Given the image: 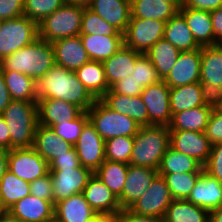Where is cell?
<instances>
[{"label": "cell", "instance_id": "6da1fadb", "mask_svg": "<svg viewBox=\"0 0 222 222\" xmlns=\"http://www.w3.org/2000/svg\"><path fill=\"white\" fill-rule=\"evenodd\" d=\"M38 99H59L80 107L87 112L96 99L78 80L75 71L55 64L37 81Z\"/></svg>", "mask_w": 222, "mask_h": 222}, {"label": "cell", "instance_id": "7a4b0ae2", "mask_svg": "<svg viewBox=\"0 0 222 222\" xmlns=\"http://www.w3.org/2000/svg\"><path fill=\"white\" fill-rule=\"evenodd\" d=\"M55 65L54 49L50 42L36 39L0 62L2 71H15L32 77L36 82Z\"/></svg>", "mask_w": 222, "mask_h": 222}, {"label": "cell", "instance_id": "3957f363", "mask_svg": "<svg viewBox=\"0 0 222 222\" xmlns=\"http://www.w3.org/2000/svg\"><path fill=\"white\" fill-rule=\"evenodd\" d=\"M169 145L170 130L168 126H142L134 137L130 164L158 170Z\"/></svg>", "mask_w": 222, "mask_h": 222}, {"label": "cell", "instance_id": "277c9868", "mask_svg": "<svg viewBox=\"0 0 222 222\" xmlns=\"http://www.w3.org/2000/svg\"><path fill=\"white\" fill-rule=\"evenodd\" d=\"M10 134V150L33 146L38 124L37 102L12 100L1 114Z\"/></svg>", "mask_w": 222, "mask_h": 222}, {"label": "cell", "instance_id": "5b68a950", "mask_svg": "<svg viewBox=\"0 0 222 222\" xmlns=\"http://www.w3.org/2000/svg\"><path fill=\"white\" fill-rule=\"evenodd\" d=\"M84 7L64 3L38 24V36L52 43L55 40L79 36Z\"/></svg>", "mask_w": 222, "mask_h": 222}, {"label": "cell", "instance_id": "8992f818", "mask_svg": "<svg viewBox=\"0 0 222 222\" xmlns=\"http://www.w3.org/2000/svg\"><path fill=\"white\" fill-rule=\"evenodd\" d=\"M87 114L104 141L118 136L135 137L141 127L129 116L107 107L100 99H96Z\"/></svg>", "mask_w": 222, "mask_h": 222}, {"label": "cell", "instance_id": "52a82bcc", "mask_svg": "<svg viewBox=\"0 0 222 222\" xmlns=\"http://www.w3.org/2000/svg\"><path fill=\"white\" fill-rule=\"evenodd\" d=\"M38 38V24L24 15L0 21V62Z\"/></svg>", "mask_w": 222, "mask_h": 222}, {"label": "cell", "instance_id": "ba28073f", "mask_svg": "<svg viewBox=\"0 0 222 222\" xmlns=\"http://www.w3.org/2000/svg\"><path fill=\"white\" fill-rule=\"evenodd\" d=\"M165 24L161 20L130 18L123 33L124 45L145 54L150 47L163 39Z\"/></svg>", "mask_w": 222, "mask_h": 222}, {"label": "cell", "instance_id": "9c48e42d", "mask_svg": "<svg viewBox=\"0 0 222 222\" xmlns=\"http://www.w3.org/2000/svg\"><path fill=\"white\" fill-rule=\"evenodd\" d=\"M173 200L163 176L158 174L143 196L128 209L137 215L164 217Z\"/></svg>", "mask_w": 222, "mask_h": 222}, {"label": "cell", "instance_id": "30bf717a", "mask_svg": "<svg viewBox=\"0 0 222 222\" xmlns=\"http://www.w3.org/2000/svg\"><path fill=\"white\" fill-rule=\"evenodd\" d=\"M8 170L26 182L49 173L48 163L32 148H13L8 153Z\"/></svg>", "mask_w": 222, "mask_h": 222}, {"label": "cell", "instance_id": "8fae6325", "mask_svg": "<svg viewBox=\"0 0 222 222\" xmlns=\"http://www.w3.org/2000/svg\"><path fill=\"white\" fill-rule=\"evenodd\" d=\"M140 96L147 107L148 126H168L172 117L170 108V87L161 80L156 84L144 87Z\"/></svg>", "mask_w": 222, "mask_h": 222}, {"label": "cell", "instance_id": "7c38bea8", "mask_svg": "<svg viewBox=\"0 0 222 222\" xmlns=\"http://www.w3.org/2000/svg\"><path fill=\"white\" fill-rule=\"evenodd\" d=\"M80 164L93 173L105 161V141L88 121L74 145Z\"/></svg>", "mask_w": 222, "mask_h": 222}, {"label": "cell", "instance_id": "4fadbf2b", "mask_svg": "<svg viewBox=\"0 0 222 222\" xmlns=\"http://www.w3.org/2000/svg\"><path fill=\"white\" fill-rule=\"evenodd\" d=\"M53 183L54 205L56 202L82 193L93 172L83 167L49 170Z\"/></svg>", "mask_w": 222, "mask_h": 222}, {"label": "cell", "instance_id": "5bb4252c", "mask_svg": "<svg viewBox=\"0 0 222 222\" xmlns=\"http://www.w3.org/2000/svg\"><path fill=\"white\" fill-rule=\"evenodd\" d=\"M170 146L180 153L193 157L202 166L208 161L212 147L205 132L187 130L170 131Z\"/></svg>", "mask_w": 222, "mask_h": 222}, {"label": "cell", "instance_id": "9a60e30c", "mask_svg": "<svg viewBox=\"0 0 222 222\" xmlns=\"http://www.w3.org/2000/svg\"><path fill=\"white\" fill-rule=\"evenodd\" d=\"M201 48L181 51L175 66L163 80L170 88L200 81Z\"/></svg>", "mask_w": 222, "mask_h": 222}, {"label": "cell", "instance_id": "2e32d148", "mask_svg": "<svg viewBox=\"0 0 222 222\" xmlns=\"http://www.w3.org/2000/svg\"><path fill=\"white\" fill-rule=\"evenodd\" d=\"M157 175L158 171L155 169L129 164L125 185L119 198L121 209H128L142 197Z\"/></svg>", "mask_w": 222, "mask_h": 222}, {"label": "cell", "instance_id": "e0dca14e", "mask_svg": "<svg viewBox=\"0 0 222 222\" xmlns=\"http://www.w3.org/2000/svg\"><path fill=\"white\" fill-rule=\"evenodd\" d=\"M82 194L96 213H105L117 217L121 211L119 199L94 173L89 178Z\"/></svg>", "mask_w": 222, "mask_h": 222}, {"label": "cell", "instance_id": "ac0fdd59", "mask_svg": "<svg viewBox=\"0 0 222 222\" xmlns=\"http://www.w3.org/2000/svg\"><path fill=\"white\" fill-rule=\"evenodd\" d=\"M52 45L55 64L66 70L76 71L90 61L80 35L55 40Z\"/></svg>", "mask_w": 222, "mask_h": 222}, {"label": "cell", "instance_id": "d6986e66", "mask_svg": "<svg viewBox=\"0 0 222 222\" xmlns=\"http://www.w3.org/2000/svg\"><path fill=\"white\" fill-rule=\"evenodd\" d=\"M186 200L207 211L219 208L222 206V183L203 170Z\"/></svg>", "mask_w": 222, "mask_h": 222}, {"label": "cell", "instance_id": "ffe728a7", "mask_svg": "<svg viewBox=\"0 0 222 222\" xmlns=\"http://www.w3.org/2000/svg\"><path fill=\"white\" fill-rule=\"evenodd\" d=\"M83 110L71 103L59 99H38V124L52 127L67 120L77 118Z\"/></svg>", "mask_w": 222, "mask_h": 222}, {"label": "cell", "instance_id": "44dd1931", "mask_svg": "<svg viewBox=\"0 0 222 222\" xmlns=\"http://www.w3.org/2000/svg\"><path fill=\"white\" fill-rule=\"evenodd\" d=\"M110 109L132 118L139 126H148V111L140 95L127 96L110 89L100 98Z\"/></svg>", "mask_w": 222, "mask_h": 222}, {"label": "cell", "instance_id": "7402d4cb", "mask_svg": "<svg viewBox=\"0 0 222 222\" xmlns=\"http://www.w3.org/2000/svg\"><path fill=\"white\" fill-rule=\"evenodd\" d=\"M54 204L32 194L18 200L8 211L21 222L54 220Z\"/></svg>", "mask_w": 222, "mask_h": 222}, {"label": "cell", "instance_id": "603a6c76", "mask_svg": "<svg viewBox=\"0 0 222 222\" xmlns=\"http://www.w3.org/2000/svg\"><path fill=\"white\" fill-rule=\"evenodd\" d=\"M74 146L59 138L51 127L37 124L32 148L49 164L62 154H67Z\"/></svg>", "mask_w": 222, "mask_h": 222}, {"label": "cell", "instance_id": "cb8c5ba5", "mask_svg": "<svg viewBox=\"0 0 222 222\" xmlns=\"http://www.w3.org/2000/svg\"><path fill=\"white\" fill-rule=\"evenodd\" d=\"M141 54L123 44L116 53L102 62L109 88L133 73L135 62Z\"/></svg>", "mask_w": 222, "mask_h": 222}, {"label": "cell", "instance_id": "d4e9b609", "mask_svg": "<svg viewBox=\"0 0 222 222\" xmlns=\"http://www.w3.org/2000/svg\"><path fill=\"white\" fill-rule=\"evenodd\" d=\"M89 8L121 33L126 31L131 17L130 0H92Z\"/></svg>", "mask_w": 222, "mask_h": 222}, {"label": "cell", "instance_id": "484cf974", "mask_svg": "<svg viewBox=\"0 0 222 222\" xmlns=\"http://www.w3.org/2000/svg\"><path fill=\"white\" fill-rule=\"evenodd\" d=\"M178 12L184 17L196 43L200 47L213 46L214 30L210 11L194 10L183 6Z\"/></svg>", "mask_w": 222, "mask_h": 222}, {"label": "cell", "instance_id": "4316f807", "mask_svg": "<svg viewBox=\"0 0 222 222\" xmlns=\"http://www.w3.org/2000/svg\"><path fill=\"white\" fill-rule=\"evenodd\" d=\"M54 208L55 222H86L96 214L82 193L56 202Z\"/></svg>", "mask_w": 222, "mask_h": 222}, {"label": "cell", "instance_id": "83f0119b", "mask_svg": "<svg viewBox=\"0 0 222 222\" xmlns=\"http://www.w3.org/2000/svg\"><path fill=\"white\" fill-rule=\"evenodd\" d=\"M200 83L222 87V42L201 47Z\"/></svg>", "mask_w": 222, "mask_h": 222}, {"label": "cell", "instance_id": "f1b7e54d", "mask_svg": "<svg viewBox=\"0 0 222 222\" xmlns=\"http://www.w3.org/2000/svg\"><path fill=\"white\" fill-rule=\"evenodd\" d=\"M83 46L91 61L108 59L124 44L123 36L80 35Z\"/></svg>", "mask_w": 222, "mask_h": 222}, {"label": "cell", "instance_id": "f546056e", "mask_svg": "<svg viewBox=\"0 0 222 222\" xmlns=\"http://www.w3.org/2000/svg\"><path fill=\"white\" fill-rule=\"evenodd\" d=\"M211 112V107L203 105L172 114L169 130L205 132Z\"/></svg>", "mask_w": 222, "mask_h": 222}, {"label": "cell", "instance_id": "4dcf8cb0", "mask_svg": "<svg viewBox=\"0 0 222 222\" xmlns=\"http://www.w3.org/2000/svg\"><path fill=\"white\" fill-rule=\"evenodd\" d=\"M75 73L78 80L95 99H100L110 89L101 61L90 60L77 69Z\"/></svg>", "mask_w": 222, "mask_h": 222}, {"label": "cell", "instance_id": "1f68e13d", "mask_svg": "<svg viewBox=\"0 0 222 222\" xmlns=\"http://www.w3.org/2000/svg\"><path fill=\"white\" fill-rule=\"evenodd\" d=\"M131 17L169 21L179 10L164 0H130Z\"/></svg>", "mask_w": 222, "mask_h": 222}, {"label": "cell", "instance_id": "d6a6232c", "mask_svg": "<svg viewBox=\"0 0 222 222\" xmlns=\"http://www.w3.org/2000/svg\"><path fill=\"white\" fill-rule=\"evenodd\" d=\"M163 38L180 51H192L201 48L179 12L166 22Z\"/></svg>", "mask_w": 222, "mask_h": 222}, {"label": "cell", "instance_id": "836d02e7", "mask_svg": "<svg viewBox=\"0 0 222 222\" xmlns=\"http://www.w3.org/2000/svg\"><path fill=\"white\" fill-rule=\"evenodd\" d=\"M180 52L179 49L163 38L150 47L145 55L155 67L160 78L164 80L175 66Z\"/></svg>", "mask_w": 222, "mask_h": 222}, {"label": "cell", "instance_id": "e575fe53", "mask_svg": "<svg viewBox=\"0 0 222 222\" xmlns=\"http://www.w3.org/2000/svg\"><path fill=\"white\" fill-rule=\"evenodd\" d=\"M12 100L37 102V82L26 74L2 71Z\"/></svg>", "mask_w": 222, "mask_h": 222}, {"label": "cell", "instance_id": "d590c367", "mask_svg": "<svg viewBox=\"0 0 222 222\" xmlns=\"http://www.w3.org/2000/svg\"><path fill=\"white\" fill-rule=\"evenodd\" d=\"M203 170V166L193 157L180 153L169 145L157 171L159 175H166L175 172L201 173Z\"/></svg>", "mask_w": 222, "mask_h": 222}, {"label": "cell", "instance_id": "8d00e7d4", "mask_svg": "<svg viewBox=\"0 0 222 222\" xmlns=\"http://www.w3.org/2000/svg\"><path fill=\"white\" fill-rule=\"evenodd\" d=\"M203 105L200 82L170 88L171 114Z\"/></svg>", "mask_w": 222, "mask_h": 222}, {"label": "cell", "instance_id": "74e56055", "mask_svg": "<svg viewBox=\"0 0 222 222\" xmlns=\"http://www.w3.org/2000/svg\"><path fill=\"white\" fill-rule=\"evenodd\" d=\"M163 218L164 222H209V211L187 200H173Z\"/></svg>", "mask_w": 222, "mask_h": 222}, {"label": "cell", "instance_id": "f35d334b", "mask_svg": "<svg viewBox=\"0 0 222 222\" xmlns=\"http://www.w3.org/2000/svg\"><path fill=\"white\" fill-rule=\"evenodd\" d=\"M127 163L105 160L94 172L110 191L119 199L125 185L128 172Z\"/></svg>", "mask_w": 222, "mask_h": 222}, {"label": "cell", "instance_id": "ab89813d", "mask_svg": "<svg viewBox=\"0 0 222 222\" xmlns=\"http://www.w3.org/2000/svg\"><path fill=\"white\" fill-rule=\"evenodd\" d=\"M30 183L17 177L9 170L0 180V194L4 207L10 209L18 200L30 194Z\"/></svg>", "mask_w": 222, "mask_h": 222}, {"label": "cell", "instance_id": "60d3db41", "mask_svg": "<svg viewBox=\"0 0 222 222\" xmlns=\"http://www.w3.org/2000/svg\"><path fill=\"white\" fill-rule=\"evenodd\" d=\"M201 173H180L163 176L174 200H186Z\"/></svg>", "mask_w": 222, "mask_h": 222}, {"label": "cell", "instance_id": "b9f144b4", "mask_svg": "<svg viewBox=\"0 0 222 222\" xmlns=\"http://www.w3.org/2000/svg\"><path fill=\"white\" fill-rule=\"evenodd\" d=\"M123 36L113 25L104 21L89 7H84L80 35Z\"/></svg>", "mask_w": 222, "mask_h": 222}, {"label": "cell", "instance_id": "7bdbcfd3", "mask_svg": "<svg viewBox=\"0 0 222 222\" xmlns=\"http://www.w3.org/2000/svg\"><path fill=\"white\" fill-rule=\"evenodd\" d=\"M134 137L118 136L105 140V160L130 164Z\"/></svg>", "mask_w": 222, "mask_h": 222}, {"label": "cell", "instance_id": "ee69618b", "mask_svg": "<svg viewBox=\"0 0 222 222\" xmlns=\"http://www.w3.org/2000/svg\"><path fill=\"white\" fill-rule=\"evenodd\" d=\"M64 3V0H24V16L39 24Z\"/></svg>", "mask_w": 222, "mask_h": 222}, {"label": "cell", "instance_id": "f6af8a7d", "mask_svg": "<svg viewBox=\"0 0 222 222\" xmlns=\"http://www.w3.org/2000/svg\"><path fill=\"white\" fill-rule=\"evenodd\" d=\"M88 114L83 111L77 118L55 124L51 128L57 136L73 146L77 143L83 126L88 122Z\"/></svg>", "mask_w": 222, "mask_h": 222}, {"label": "cell", "instance_id": "bcb514c9", "mask_svg": "<svg viewBox=\"0 0 222 222\" xmlns=\"http://www.w3.org/2000/svg\"><path fill=\"white\" fill-rule=\"evenodd\" d=\"M134 68L131 76L143 88L162 80L149 58L143 53L137 58Z\"/></svg>", "mask_w": 222, "mask_h": 222}, {"label": "cell", "instance_id": "7dc6e473", "mask_svg": "<svg viewBox=\"0 0 222 222\" xmlns=\"http://www.w3.org/2000/svg\"><path fill=\"white\" fill-rule=\"evenodd\" d=\"M206 137L211 145L222 143V109H212L208 125L205 130Z\"/></svg>", "mask_w": 222, "mask_h": 222}, {"label": "cell", "instance_id": "c3c4849f", "mask_svg": "<svg viewBox=\"0 0 222 222\" xmlns=\"http://www.w3.org/2000/svg\"><path fill=\"white\" fill-rule=\"evenodd\" d=\"M30 194L33 196L50 201L54 204L53 183L50 172L33 182H30Z\"/></svg>", "mask_w": 222, "mask_h": 222}, {"label": "cell", "instance_id": "681fc988", "mask_svg": "<svg viewBox=\"0 0 222 222\" xmlns=\"http://www.w3.org/2000/svg\"><path fill=\"white\" fill-rule=\"evenodd\" d=\"M203 169L222 183V143L212 145L208 161Z\"/></svg>", "mask_w": 222, "mask_h": 222}, {"label": "cell", "instance_id": "f907efd6", "mask_svg": "<svg viewBox=\"0 0 222 222\" xmlns=\"http://www.w3.org/2000/svg\"><path fill=\"white\" fill-rule=\"evenodd\" d=\"M200 90L205 106L211 107L212 109L222 107V87L200 83Z\"/></svg>", "mask_w": 222, "mask_h": 222}, {"label": "cell", "instance_id": "816d5d0a", "mask_svg": "<svg viewBox=\"0 0 222 222\" xmlns=\"http://www.w3.org/2000/svg\"><path fill=\"white\" fill-rule=\"evenodd\" d=\"M24 15V0H0V21Z\"/></svg>", "mask_w": 222, "mask_h": 222}, {"label": "cell", "instance_id": "f5cc1de1", "mask_svg": "<svg viewBox=\"0 0 222 222\" xmlns=\"http://www.w3.org/2000/svg\"><path fill=\"white\" fill-rule=\"evenodd\" d=\"M110 90L114 93L133 97L141 95L143 87L130 75L113 84Z\"/></svg>", "mask_w": 222, "mask_h": 222}, {"label": "cell", "instance_id": "db71d44e", "mask_svg": "<svg viewBox=\"0 0 222 222\" xmlns=\"http://www.w3.org/2000/svg\"><path fill=\"white\" fill-rule=\"evenodd\" d=\"M48 165L49 170H64L68 168H79L81 166L75 147L67 154H62L53 159Z\"/></svg>", "mask_w": 222, "mask_h": 222}, {"label": "cell", "instance_id": "11a10c76", "mask_svg": "<svg viewBox=\"0 0 222 222\" xmlns=\"http://www.w3.org/2000/svg\"><path fill=\"white\" fill-rule=\"evenodd\" d=\"M116 222H164V218L137 215L129 209H121L116 217Z\"/></svg>", "mask_w": 222, "mask_h": 222}, {"label": "cell", "instance_id": "9f6ffc18", "mask_svg": "<svg viewBox=\"0 0 222 222\" xmlns=\"http://www.w3.org/2000/svg\"><path fill=\"white\" fill-rule=\"evenodd\" d=\"M222 6V0H185L184 7L212 11Z\"/></svg>", "mask_w": 222, "mask_h": 222}, {"label": "cell", "instance_id": "6f0895ef", "mask_svg": "<svg viewBox=\"0 0 222 222\" xmlns=\"http://www.w3.org/2000/svg\"><path fill=\"white\" fill-rule=\"evenodd\" d=\"M213 30H214V43L222 42V7L210 11Z\"/></svg>", "mask_w": 222, "mask_h": 222}, {"label": "cell", "instance_id": "680465c9", "mask_svg": "<svg viewBox=\"0 0 222 222\" xmlns=\"http://www.w3.org/2000/svg\"><path fill=\"white\" fill-rule=\"evenodd\" d=\"M12 101L8 88L5 84V79L3 77V72L0 69V114L8 107Z\"/></svg>", "mask_w": 222, "mask_h": 222}, {"label": "cell", "instance_id": "91938a15", "mask_svg": "<svg viewBox=\"0 0 222 222\" xmlns=\"http://www.w3.org/2000/svg\"><path fill=\"white\" fill-rule=\"evenodd\" d=\"M0 149L10 150L9 127L4 117L0 114Z\"/></svg>", "mask_w": 222, "mask_h": 222}, {"label": "cell", "instance_id": "94428289", "mask_svg": "<svg viewBox=\"0 0 222 222\" xmlns=\"http://www.w3.org/2000/svg\"><path fill=\"white\" fill-rule=\"evenodd\" d=\"M8 150L0 149V180L8 171Z\"/></svg>", "mask_w": 222, "mask_h": 222}, {"label": "cell", "instance_id": "6125c7cd", "mask_svg": "<svg viewBox=\"0 0 222 222\" xmlns=\"http://www.w3.org/2000/svg\"><path fill=\"white\" fill-rule=\"evenodd\" d=\"M86 222H116V217L105 213H96Z\"/></svg>", "mask_w": 222, "mask_h": 222}, {"label": "cell", "instance_id": "be15d7a7", "mask_svg": "<svg viewBox=\"0 0 222 222\" xmlns=\"http://www.w3.org/2000/svg\"><path fill=\"white\" fill-rule=\"evenodd\" d=\"M209 222H222V206L209 211Z\"/></svg>", "mask_w": 222, "mask_h": 222}, {"label": "cell", "instance_id": "e7e4bbea", "mask_svg": "<svg viewBox=\"0 0 222 222\" xmlns=\"http://www.w3.org/2000/svg\"><path fill=\"white\" fill-rule=\"evenodd\" d=\"M0 222H21L9 211L0 214Z\"/></svg>", "mask_w": 222, "mask_h": 222}, {"label": "cell", "instance_id": "03108f58", "mask_svg": "<svg viewBox=\"0 0 222 222\" xmlns=\"http://www.w3.org/2000/svg\"><path fill=\"white\" fill-rule=\"evenodd\" d=\"M65 3L75 4L83 7H89L92 3V0H64Z\"/></svg>", "mask_w": 222, "mask_h": 222}, {"label": "cell", "instance_id": "003e7915", "mask_svg": "<svg viewBox=\"0 0 222 222\" xmlns=\"http://www.w3.org/2000/svg\"><path fill=\"white\" fill-rule=\"evenodd\" d=\"M173 4L178 10L184 6L185 0H164Z\"/></svg>", "mask_w": 222, "mask_h": 222}, {"label": "cell", "instance_id": "a7ac6f4b", "mask_svg": "<svg viewBox=\"0 0 222 222\" xmlns=\"http://www.w3.org/2000/svg\"><path fill=\"white\" fill-rule=\"evenodd\" d=\"M6 211H8V210L4 207L2 199H1V194H0V214L4 213Z\"/></svg>", "mask_w": 222, "mask_h": 222}, {"label": "cell", "instance_id": "89a4df30", "mask_svg": "<svg viewBox=\"0 0 222 222\" xmlns=\"http://www.w3.org/2000/svg\"><path fill=\"white\" fill-rule=\"evenodd\" d=\"M40 222H55V220H44V221H40Z\"/></svg>", "mask_w": 222, "mask_h": 222}]
</instances>
